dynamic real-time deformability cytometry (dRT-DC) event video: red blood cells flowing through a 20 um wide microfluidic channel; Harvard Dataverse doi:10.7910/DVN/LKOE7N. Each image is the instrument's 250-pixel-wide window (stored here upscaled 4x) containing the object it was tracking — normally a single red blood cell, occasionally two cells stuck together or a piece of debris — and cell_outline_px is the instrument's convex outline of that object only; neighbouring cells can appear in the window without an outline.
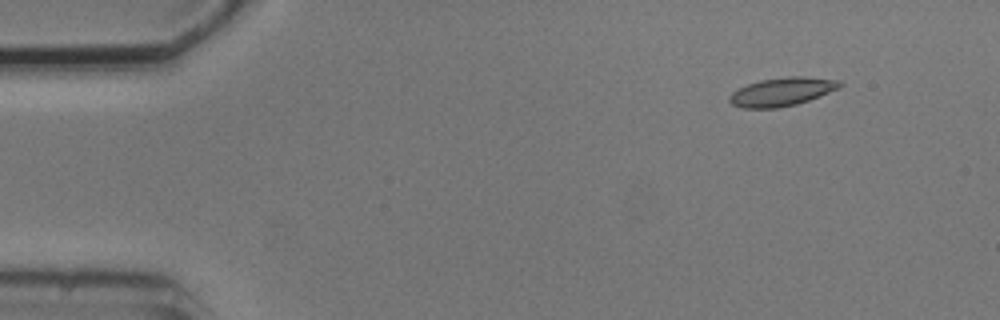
{"species": "common noctule bat (a hibernating species)", "species_latin": "Nyctalus noctula", "temperature_condition": "cold", "stored_images_in_passage": 4, "camera_frame_rate_fps": 3000, "um_per_image_px": 0.085, "animal": {"sex": "male", "body_mass_g": 20.5, "forearm_length_mm": 52.5}, "frame": {"image": 1, "passage_image": 2, "time_ms": 1.333, "image_size_px": [1000, 320], "cell_outline_px": [[844, 84], [840, 88], [808, 100], [796, 104], [776, 108], [744, 108], [732, 104], [728, 100], [728, 96], [732, 92], [748, 84], [760, 80], [788, 76], [804, 76], [840, 80]], "centroid_in_image_um": [66.48, 7.79], "position_along_channel_um": 18.5, "area_um2": 18.26}}